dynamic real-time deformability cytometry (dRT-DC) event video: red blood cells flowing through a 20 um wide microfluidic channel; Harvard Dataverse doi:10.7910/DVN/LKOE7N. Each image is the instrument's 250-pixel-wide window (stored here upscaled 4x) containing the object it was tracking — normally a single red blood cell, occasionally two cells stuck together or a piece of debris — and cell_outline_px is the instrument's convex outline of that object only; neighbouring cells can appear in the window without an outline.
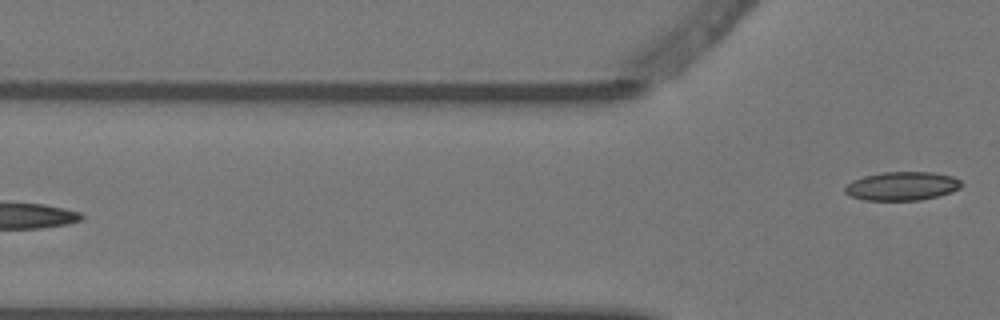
{"species": "Egyptian fruit bat (a non-hibernating species)", "species_latin": "Rousettus aegyptiacus", "temperature_condition": "warm", "stored_images_in_passage": 6, "camera_frame_rate_fps": 3000, "um_per_image_px": 0.085, "animal": {"sex": "female"}, "frame": {"image": 1, "passage_image": 6, "time_ms": 1.667, "image_size_px": [1000, 320], "cell_outline_px": [[964, 184], [960, 188], [952, 192], [920, 200], [864, 200], [852, 196], [844, 192], [844, 188], [852, 180], [864, 176], [884, 172], [932, 172], [952, 176], [960, 180]], "centroid_in_image_um": [76.69, 15.81], "position_along_channel_um": 49.1, "area_um2": 19.42}}